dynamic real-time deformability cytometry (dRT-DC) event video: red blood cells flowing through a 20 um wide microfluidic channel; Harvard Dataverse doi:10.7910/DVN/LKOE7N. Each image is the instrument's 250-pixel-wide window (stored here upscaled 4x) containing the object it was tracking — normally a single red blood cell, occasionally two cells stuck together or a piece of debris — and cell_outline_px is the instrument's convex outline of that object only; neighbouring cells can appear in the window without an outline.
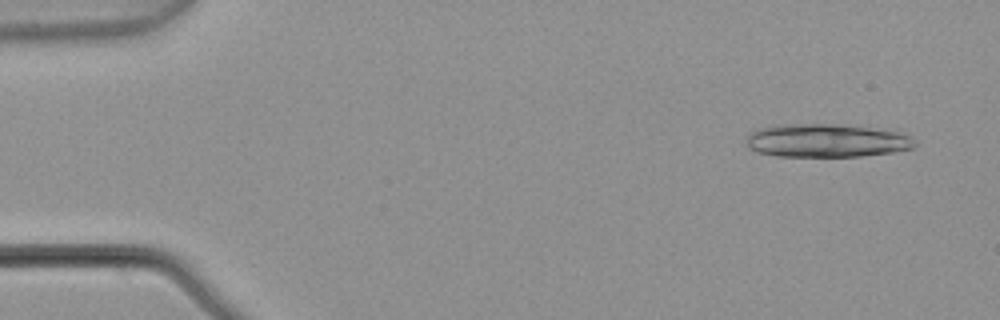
{"species": "common noctule bat (a hibernating species)", "species_latin": "Nyctalus noctula", "temperature_condition": "warm", "stored_images_in_passage": 11, "camera_frame_rate_fps": 3000, "um_per_image_px": 0.085, "animal": {"sex": "male", "body_mass_g": 21.5, "forearm_length_mm": 52.0}, "frame": {"image": 1, "passage_image": 1, "time_ms": 0.0, "image_size_px": [1000, 320], "cell_outline_px": [[916, 144], [912, 148], [892, 152], [860, 156], [776, 156], [756, 152], [748, 148], [744, 144], [744, 140], [748, 132], [760, 128], [776, 124], [844, 124], [896, 132], [912, 136], [916, 140]], "centroid_in_image_um": [70.17, 11.94], "position_along_channel_um": 14.8, "area_um2": 33.06}}
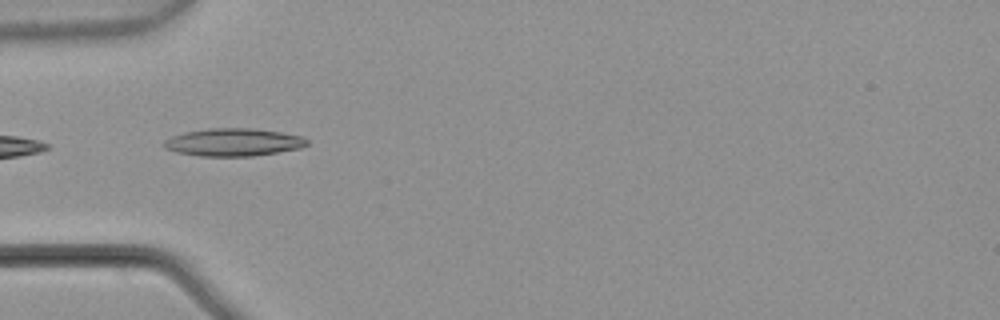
{"frame": {"image": 2, "passage_image": 4, "time_ms": 1.0, "image_size_px": [1000, 320], "cell_outline_px": [[308, 144], [300, 148], [252, 156], [200, 156], [176, 152], [164, 148], [164, 140], [172, 136], [184, 132], [208, 128], [252, 128], [280, 132], [304, 136], [308, 140]], "centroid_in_image_um": [19.83, 12.08], "position_along_channel_um": 65.2, "area_um2": 23.12}}
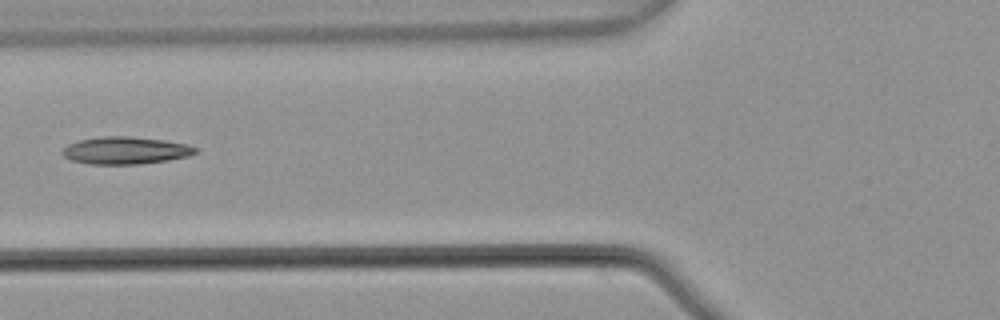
{"frame": {"image": 3, "passage_image": 5, "time_ms": 1.333, "image_size_px": [1000, 320], "cell_outline_px": [[196, 152], [188, 156], [168, 160], [136, 164], [88, 164], [72, 160], [64, 156], [60, 152], [68, 144], [80, 140], [100, 136], [132, 136], [164, 140], [188, 144], [196, 148]], "centroid_in_image_um": [10.65, 12.78], "position_along_channel_um": 115.2, "area_um2": 21.15}}